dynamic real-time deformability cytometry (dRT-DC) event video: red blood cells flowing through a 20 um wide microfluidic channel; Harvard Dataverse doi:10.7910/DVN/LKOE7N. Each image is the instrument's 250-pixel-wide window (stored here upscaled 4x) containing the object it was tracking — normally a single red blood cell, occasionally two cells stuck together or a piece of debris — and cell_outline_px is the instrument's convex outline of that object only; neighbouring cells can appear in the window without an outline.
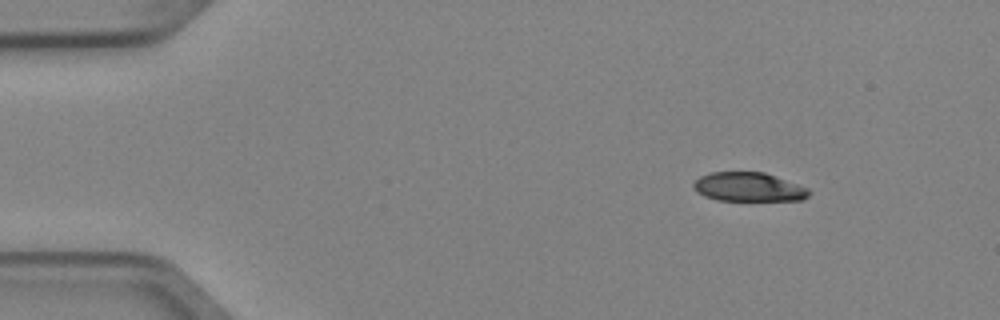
{"species": "Egyptian fruit bat (a non-hibernating species)", "species_latin": "Rousettus aegyptiacus", "temperature_condition": "cold", "stored_images_in_passage": 4, "camera_frame_rate_fps": 3000, "um_per_image_px": 0.085, "animal": {"sex": "female"}, "frame": {"image": 1, "passage_image": 1, "time_ms": 0.0, "image_size_px": [1000, 320], "cell_outline_px": [[812, 192], [804, 200], [716, 200], [704, 196], [696, 192], [692, 184], [700, 176], [712, 172], [764, 172], [808, 188]], "centroid_in_image_um": [63.62, 15.9], "position_along_channel_um": 21.4, "area_um2": 19.48}}
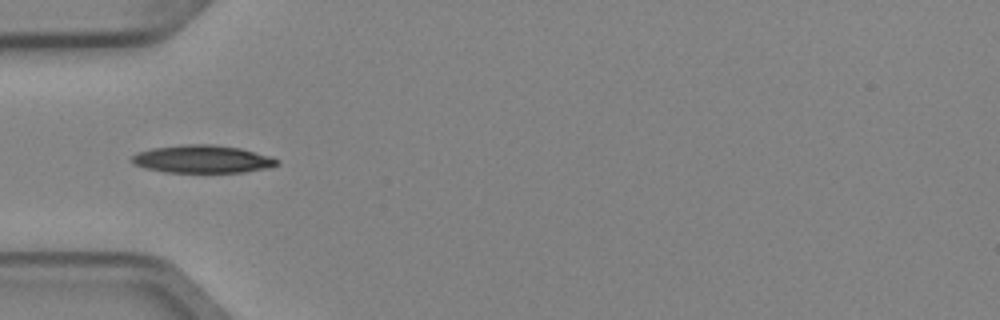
{"frame": {"image": 2, "passage_image": 4, "time_ms": 1.0, "image_size_px": [1000, 320], "cell_outline_px": [[280, 164], [268, 168], [244, 172], [164, 172], [144, 168], [132, 164], [132, 156], [136, 152], [152, 148], [184, 144], [212, 144], [240, 148], [272, 156], [280, 160]], "centroid_in_image_um": [17.22, 13.52], "position_along_channel_um": 67.8, "area_um2": 23.76}}